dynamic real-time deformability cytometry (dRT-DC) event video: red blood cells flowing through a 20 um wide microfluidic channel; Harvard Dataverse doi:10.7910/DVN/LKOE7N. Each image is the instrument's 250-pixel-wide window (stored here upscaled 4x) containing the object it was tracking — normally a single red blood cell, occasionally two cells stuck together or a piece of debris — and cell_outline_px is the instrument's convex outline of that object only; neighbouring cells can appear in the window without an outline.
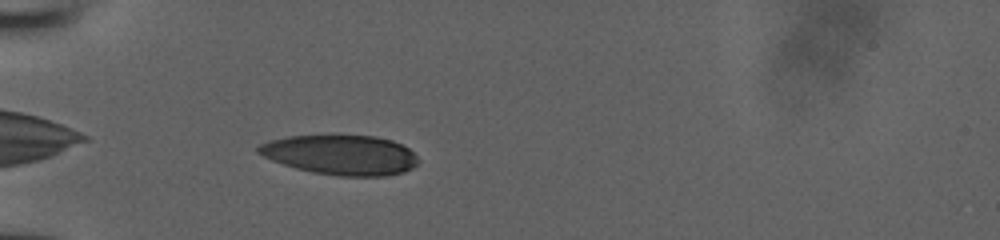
{"species": "human", "species_latin": "Homo sapiens", "temperature_condition": "room temperature", "stored_images_in_passage": 36, "camera_frame_rate_fps": 3000, "um_per_image_px": 0.085, "donor": {"sex": "male"}, "frame": {"image": 1, "passage_image": 2, "time_ms": 0.333, "image_size_px": [1000, 240], "cell_outline_px": [[420, 160], [412, 168], [404, 172], [384, 176], [340, 176], [312, 172], [296, 168], [272, 160], [256, 152], [256, 148], [260, 144], [268, 140], [288, 136], [376, 136], [392, 140], [408, 148]], "centroid_in_image_um": [28.96, 13.17], "position_along_channel_um": 56.0, "area_um2": 36.93}}
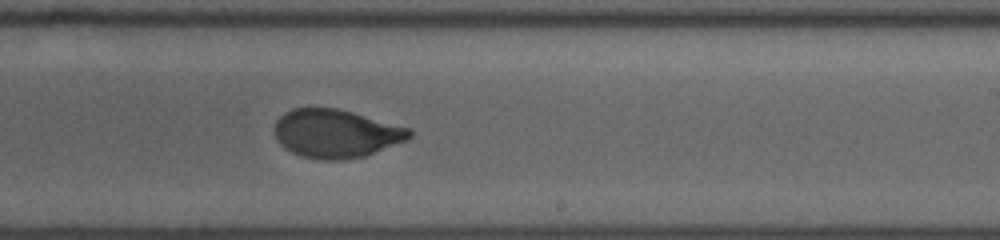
{"frame": {"image": 2, "passage_image": 18, "time_ms": 5.667, "image_size_px": [1000, 240], "cell_outline_px": [[412, 136], [408, 140], [364, 156], [344, 160], [320, 160], [300, 156], [284, 148], [276, 140], [272, 132], [272, 128], [276, 120], [284, 112], [292, 108], [336, 108], [352, 112], [412, 128]], "centroid_in_image_um": [28.52, 11.35], "position_along_channel_um": 260.5, "area_um2": 38.55}}
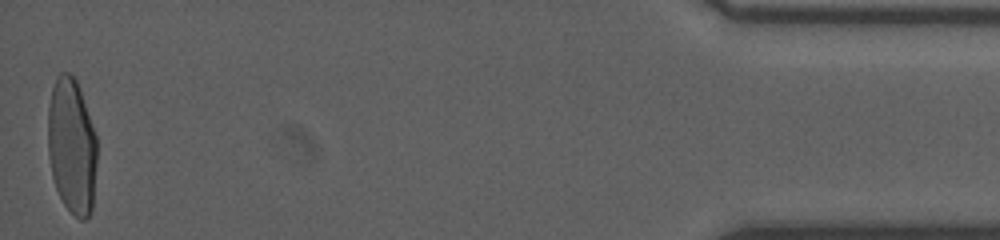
{"frame": {"image": 3, "passage_image": 36, "time_ms": 11.667, "image_size_px": [1000, 240], "cell_outline_px": [[96, 164], [92, 212], [84, 220], [80, 220], [64, 204], [56, 188], [52, 176], [48, 156], [48, 108], [52, 88], [56, 76], [60, 72], [68, 72], [76, 80], [96, 136]], "centroid_in_image_um": [6.09, 12.43], "position_along_channel_um": 429.1, "area_um2": 38.67}}